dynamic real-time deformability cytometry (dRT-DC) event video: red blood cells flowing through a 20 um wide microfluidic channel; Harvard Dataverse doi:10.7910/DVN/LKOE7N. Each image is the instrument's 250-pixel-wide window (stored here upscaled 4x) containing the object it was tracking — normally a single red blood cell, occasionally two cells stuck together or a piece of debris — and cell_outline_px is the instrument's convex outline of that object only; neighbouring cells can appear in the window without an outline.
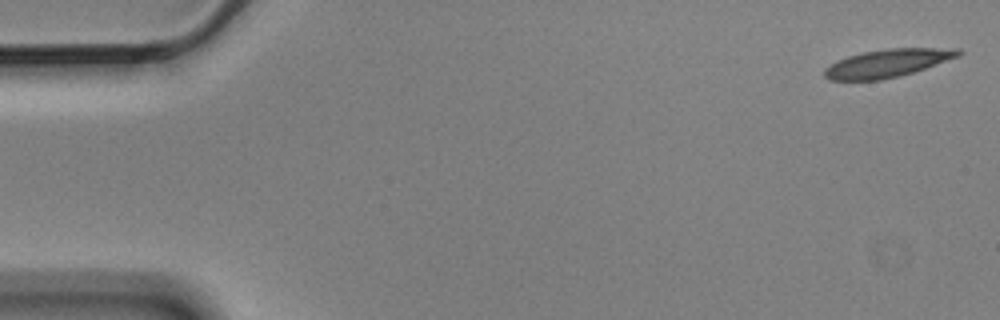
{"species": "Egyptian fruit bat (a non-hibernating species)", "species_latin": "Rousettus aegyptiacus", "temperature_condition": "cold", "stored_images_in_passage": 9, "camera_frame_rate_fps": 3000, "um_per_image_px": 0.085, "animal": {"sex": "male"}, "frame": {"image": 1, "passage_image": 1, "time_ms": 0.0, "image_size_px": [1000, 320], "cell_outline_px": [[964, 52], [960, 56], [912, 72], [880, 80], [828, 80], [824, 76], [824, 68], [836, 60], [848, 56], [864, 52], [888, 48], [960, 48]], "centroid_in_image_um": [75.43, 5.36], "position_along_channel_um": 9.6, "area_um2": 21.73}}
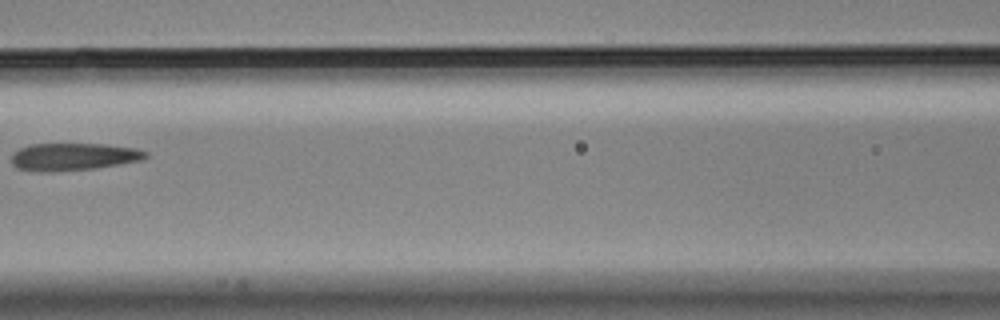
{"frame": {"image": 2, "passage_image": 7, "time_ms": 2.0, "image_size_px": [1000, 320], "cell_outline_px": [[148, 156], [144, 160], [96, 168], [48, 172], [36, 172], [16, 168], [12, 164], [12, 152], [20, 148], [32, 144], [104, 144], [136, 148], [148, 152]], "centroid_in_image_um": [6.24, 13.33], "position_along_channel_um": 160.4, "area_um2": 21.68}}
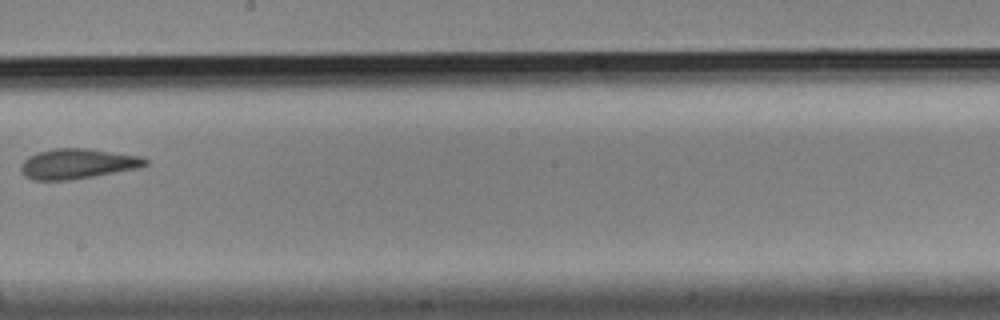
{"frame": {"image": 3, "passage_image": 9, "time_ms": 2.667, "image_size_px": [1000, 320], "cell_outline_px": [[148, 164], [136, 168], [72, 180], [32, 180], [24, 176], [20, 172], [20, 164], [28, 156], [36, 152], [56, 148], [84, 148], [140, 156], [148, 160]], "centroid_in_image_um": [6.51, 13.92], "position_along_channel_um": 241.7, "area_um2": 21.79}}